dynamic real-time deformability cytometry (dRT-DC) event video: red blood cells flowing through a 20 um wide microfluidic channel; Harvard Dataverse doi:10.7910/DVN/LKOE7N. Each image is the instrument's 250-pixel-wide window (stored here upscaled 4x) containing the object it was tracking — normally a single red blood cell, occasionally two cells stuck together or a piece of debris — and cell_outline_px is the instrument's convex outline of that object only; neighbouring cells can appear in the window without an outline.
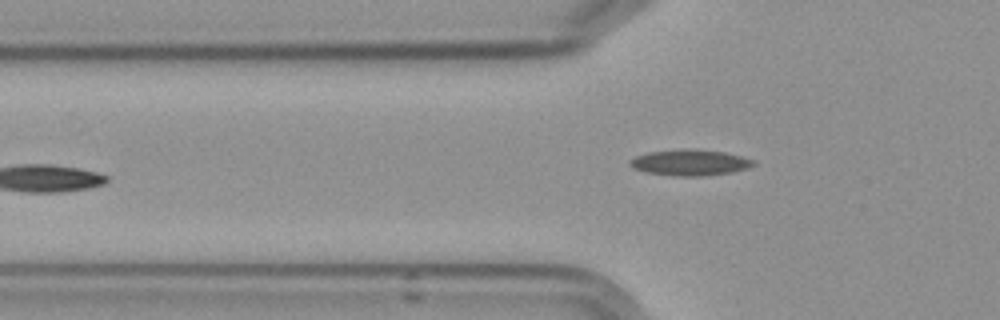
{"species": "Egyptian fruit bat (a non-hibernating species)", "species_latin": "Rousettus aegyptiacus", "temperature_condition": "cold", "stored_images_in_passage": 6, "camera_frame_rate_fps": 3000, "um_per_image_px": 0.085, "frame": {"image": 1, "passage_image": 6, "time_ms": 6.667, "image_size_px": [1000, 320], "cell_outline_px": [[756, 164], [748, 168], [732, 172], [700, 176], [672, 176], [648, 172], [632, 168], [628, 164], [628, 160], [636, 156], [648, 152], [684, 148], [692, 148], [724, 152], [740, 156], [752, 160]], "centroid_in_image_um": [58.6, 13.81], "position_along_channel_um": 67.2, "area_um2": 18.79}}